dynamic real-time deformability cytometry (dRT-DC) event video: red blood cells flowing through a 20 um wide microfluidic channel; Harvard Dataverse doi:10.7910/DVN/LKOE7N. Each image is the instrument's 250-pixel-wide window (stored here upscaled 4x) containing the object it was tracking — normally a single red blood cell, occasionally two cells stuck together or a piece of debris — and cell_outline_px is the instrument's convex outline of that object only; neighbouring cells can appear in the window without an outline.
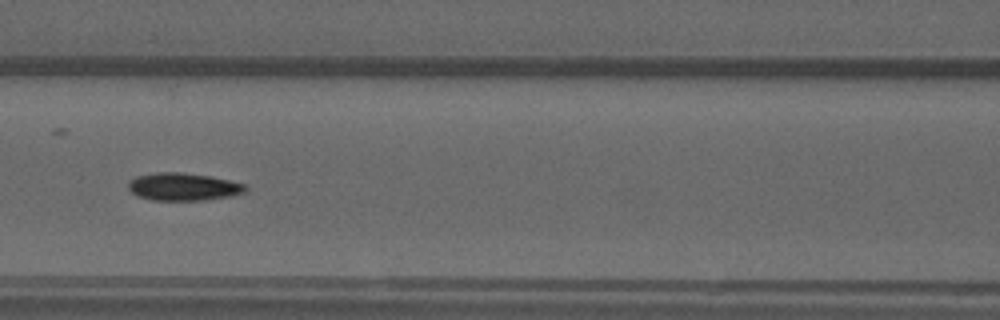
{"species": "common noctule bat (a hibernating species)", "species_latin": "Nyctalus noctula", "temperature_condition": "warm", "stored_images_in_passage": 50, "camera_frame_rate_fps": 3000, "um_per_image_px": 0.085, "animal": {"sex": "male", "forearm_length_mm": 52.5}, "frame": {"image": 1, "passage_image": 18, "time_ms": 5.667, "image_size_px": [1000, 320], "cell_outline_px": [[248, 188], [244, 192], [232, 196], [204, 200], [152, 200], [136, 196], [128, 188], [128, 180], [136, 176], [156, 172], [180, 172], [208, 176], [228, 180], [244, 184]], "centroid_in_image_um": [15.54, 15.87], "position_along_channel_um": 151.1, "area_um2": 18.9}}
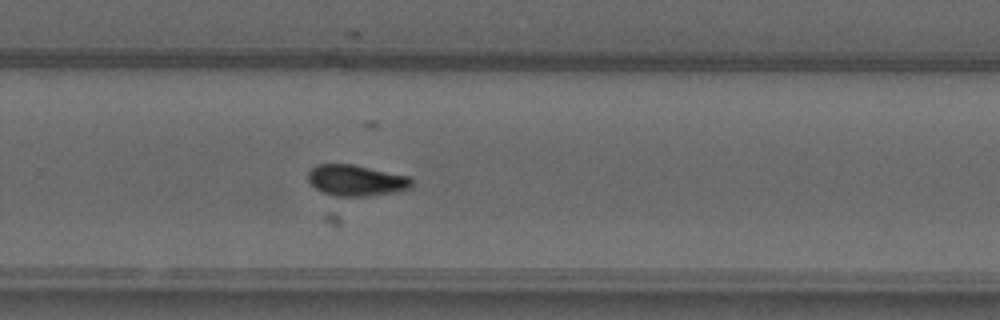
{"frame": {"image": 2, "passage_image": 30, "time_ms": 9.667, "image_size_px": [1000, 320], "cell_outline_px": [[412, 188], [400, 192], [368, 196], [336, 196], [324, 192], [316, 188], [308, 180], [308, 172], [316, 164], [352, 164], [412, 176]], "centroid_in_image_um": [30.35, 15.33], "position_along_channel_um": 299.5, "area_um2": 19.02}}
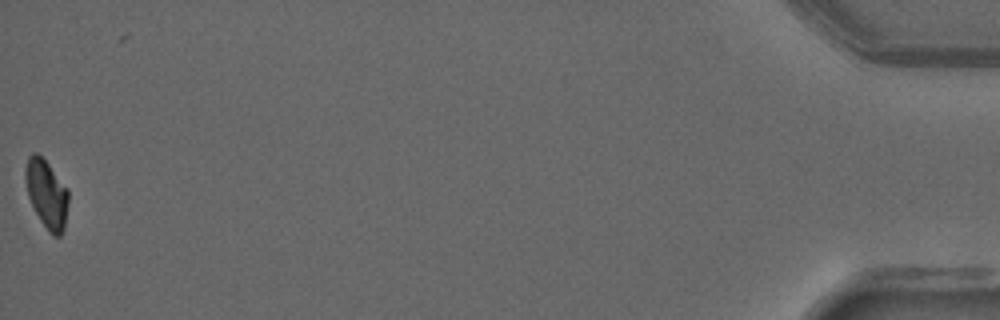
{"frame": {"image": 3, "passage_image": 49, "time_ms": 16.0, "image_size_px": [1000, 320], "cell_outline_px": [[68, 204], [64, 228], [60, 236], [52, 236], [48, 232], [40, 220], [28, 196], [24, 176], [24, 168], [28, 156], [32, 152], [36, 152], [48, 164], [68, 188]], "centroid_in_image_um": [3.95, 16.48], "position_along_channel_um": 431.2, "area_um2": 17.17}, "authors_computed_cell_mechanics": {"area_um2": 18.0914, "velocity_mm_per_s": 3.7256, "shape_relaxation_time_tau1_ms": null, "shape_relaxation_time_tau2_ms": 9.1492, "deformation_change_tau1": null, "deformation_change_tau2": 0.1106}}